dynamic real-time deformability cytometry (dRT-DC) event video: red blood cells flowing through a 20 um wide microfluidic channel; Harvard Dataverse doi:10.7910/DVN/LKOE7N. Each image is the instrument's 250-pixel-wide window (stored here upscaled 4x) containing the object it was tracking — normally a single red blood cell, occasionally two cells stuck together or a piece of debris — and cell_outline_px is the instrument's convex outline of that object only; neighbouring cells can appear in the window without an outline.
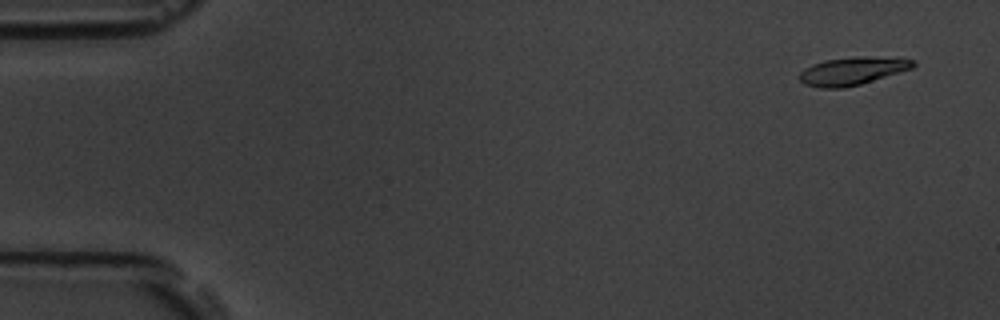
{"species": "common noctule bat (a hibernating species)", "species_latin": "Nyctalus noctula", "temperature_condition": "room temperature", "stored_images_in_passage": 54, "camera_frame_rate_fps": 3000, "um_per_image_px": 0.085, "animal": {"sex": "male", "body_mass_g": 19.5, "forearm_length_mm": 54.6}, "frame": {"image": 1, "passage_image": 3, "time_ms": 0.667, "image_size_px": [1000, 320], "cell_outline_px": [[916, 64], [912, 68], [860, 84], [844, 88], [820, 88], [804, 84], [796, 76], [804, 68], [812, 64], [824, 60], [856, 56], [864, 56], [916, 60]], "centroid_in_image_um": [72.38, 6.04], "position_along_channel_um": 12.6, "area_um2": 18.44}}
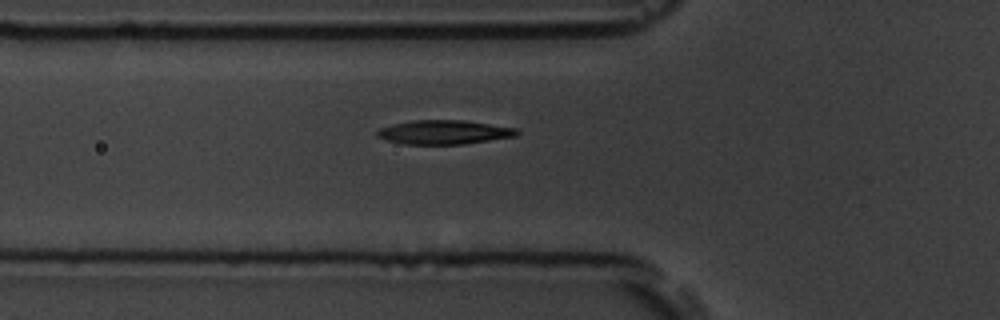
{"frame": {"image": 2, "passage_image": 19, "time_ms": 6.0, "image_size_px": [1000, 320], "cell_outline_px": [[520, 132], [516, 136], [464, 144], [404, 144], [388, 140], [376, 136], [376, 132], [380, 128], [392, 124], [412, 120], [464, 120], [520, 128]], "centroid_in_image_um": [37.79, 11.23], "position_along_channel_um": 88.0, "area_um2": 19.71}}
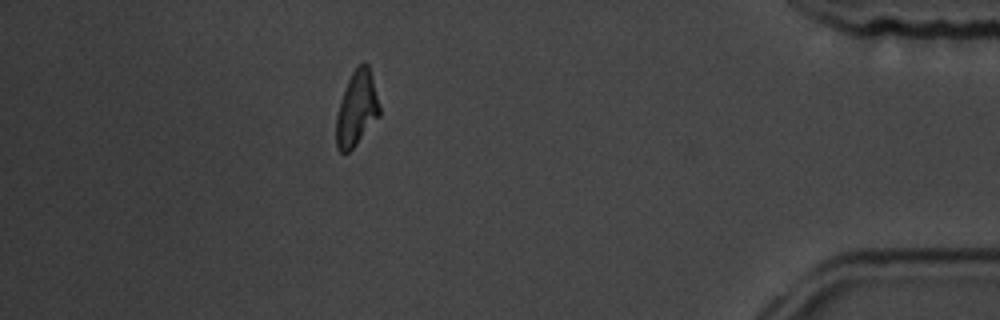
{"frame": {"image": 3, "passage_image": 48, "time_ms": 15.667, "image_size_px": [1000, 320], "cell_outline_px": [[380, 116], [356, 144], [348, 152], [340, 152], [336, 148], [336, 116], [340, 100], [348, 80], [352, 72], [364, 60], [368, 64], [380, 104]], "centroid_in_image_um": [30.32, 9.23], "position_along_channel_um": 404.9, "area_um2": 18.9}, "authors_computed_cell_mechanics": {"area_um2": 19.074, "velocity_mm_per_s": 3.7677, "shape_relaxation_time_tau1_ms": 4.569, "shape_relaxation_time_tau2_ms": 4.1023, "deformation_change_tau1": 0.1738, "deformation_change_tau2": 0.1029}}